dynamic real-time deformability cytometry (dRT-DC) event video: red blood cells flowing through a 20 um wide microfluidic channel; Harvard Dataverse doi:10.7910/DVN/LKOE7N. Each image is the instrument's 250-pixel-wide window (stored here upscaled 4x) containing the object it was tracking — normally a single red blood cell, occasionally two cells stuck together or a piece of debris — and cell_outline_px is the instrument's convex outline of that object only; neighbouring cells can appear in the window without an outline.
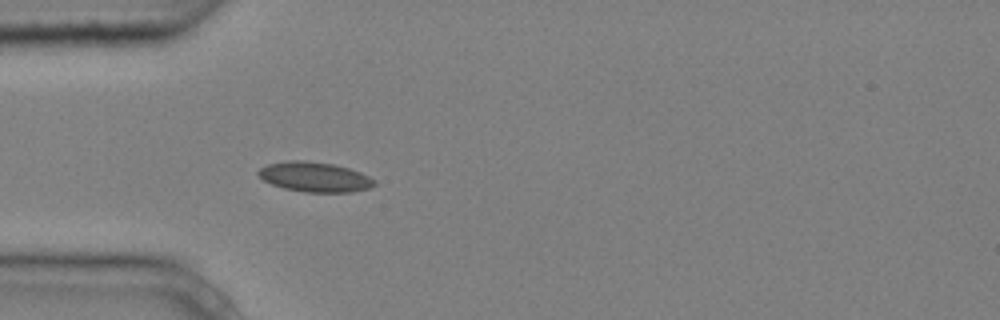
{"species": "common noctule bat (a hibernating species)", "species_latin": "Nyctalus noctula", "temperature_condition": "cold", "stored_images_in_passage": 1, "camera_frame_rate_fps": 3000, "um_per_image_px": 0.085, "animal": {"sex": "male", "body_mass_g": 20.4}, "frame": {"image": 1, "passage_image": 1, "time_ms": 0.0, "image_size_px": [1000, 320], "cell_outline_px": [[376, 184], [368, 188], [352, 192], [304, 192], [284, 188], [272, 184], [264, 180], [256, 172], [260, 168], [268, 164], [288, 160], [304, 160], [332, 164], [348, 168], [360, 172], [376, 180]], "centroid_in_image_um": [26.75, 15.04], "position_along_channel_um": 58.3, "area_um2": 20.11}}